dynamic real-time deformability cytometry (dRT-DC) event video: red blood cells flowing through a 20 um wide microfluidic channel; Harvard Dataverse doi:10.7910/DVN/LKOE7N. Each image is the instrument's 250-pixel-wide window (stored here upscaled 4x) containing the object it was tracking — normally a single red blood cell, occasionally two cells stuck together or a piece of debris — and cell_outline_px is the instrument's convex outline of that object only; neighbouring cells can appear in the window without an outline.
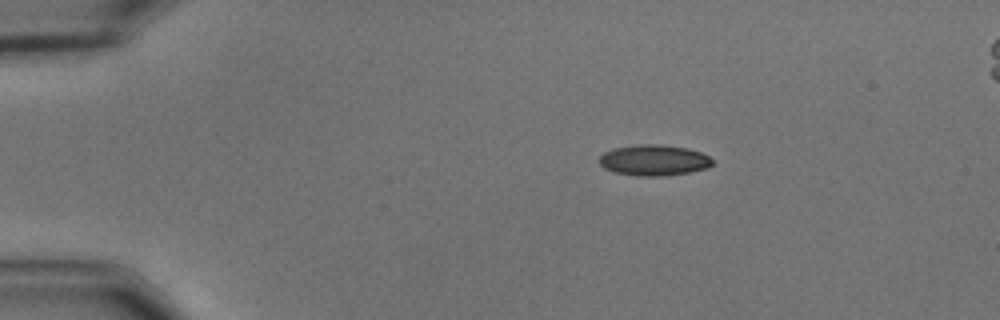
{"species": "common noctule bat (a hibernating species)", "species_latin": "Nyctalus noctula", "temperature_condition": "cold", "stored_images_in_passage": 47, "camera_frame_rate_fps": 3000, "um_per_image_px": 0.085, "animal": {"sex": "male", "body_mass_g": 15.6}, "frame": {"image": 1, "passage_image": 1, "time_ms": 0.0, "image_size_px": [1000, 320], "cell_outline_px": [[712, 164], [708, 168], [668, 176], [636, 176], [616, 172], [604, 168], [600, 164], [600, 156], [604, 152], [612, 148], [636, 144], [660, 144], [688, 148], [700, 152], [708, 156], [712, 160]], "centroid_in_image_um": [55.57, 13.61], "position_along_channel_um": 29.4, "area_um2": 20.46}}
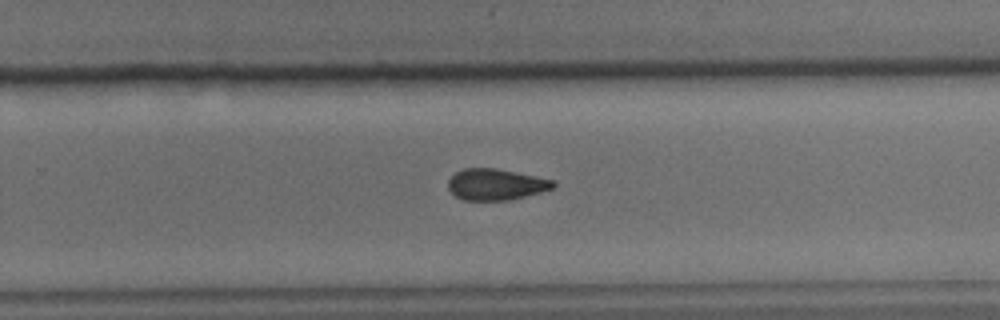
{"frame": {"image": 2, "passage_image": 28, "time_ms": 9.0, "image_size_px": [1000, 320], "cell_outline_px": [[556, 184], [552, 188], [540, 192], [508, 200], [464, 200], [456, 196], [448, 188], [448, 180], [456, 172], [464, 168], [496, 168], [556, 180]], "centroid_in_image_um": [42.15, 15.67], "position_along_channel_um": 287.7, "area_um2": 19.02}}
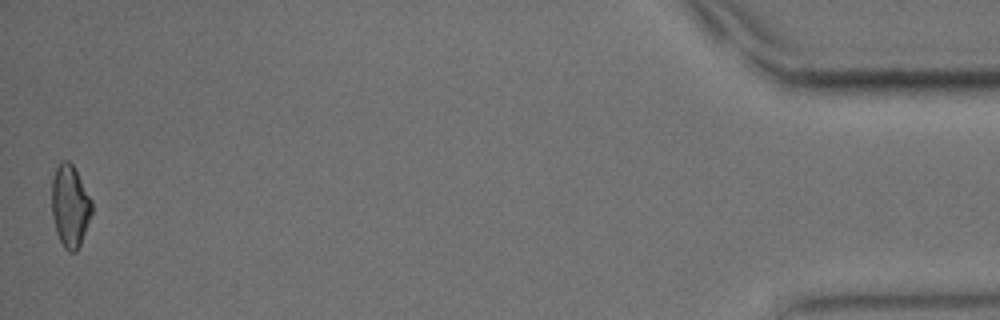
{"frame": {"image": 3, "passage_image": 47, "time_ms": 15.333, "image_size_px": [1000, 320], "cell_outline_px": [[92, 212], [80, 244], [76, 252], [68, 252], [64, 248], [56, 232], [52, 216], [52, 180], [56, 168], [64, 160], [68, 160], [72, 164], [92, 200]], "centroid_in_image_um": [5.95, 17.53], "position_along_channel_um": 429.3, "area_um2": 18.96}, "authors_computed_cell_mechanics": {"area_um2": 19.9988, "velocity_mm_per_s": 3.5683, "shape_relaxation_time_tau1_ms": 5.7339, "shape_relaxation_time_tau2_ms": null, "deformation_change_tau1": 0.1252, "deformation_change_tau2": null}}